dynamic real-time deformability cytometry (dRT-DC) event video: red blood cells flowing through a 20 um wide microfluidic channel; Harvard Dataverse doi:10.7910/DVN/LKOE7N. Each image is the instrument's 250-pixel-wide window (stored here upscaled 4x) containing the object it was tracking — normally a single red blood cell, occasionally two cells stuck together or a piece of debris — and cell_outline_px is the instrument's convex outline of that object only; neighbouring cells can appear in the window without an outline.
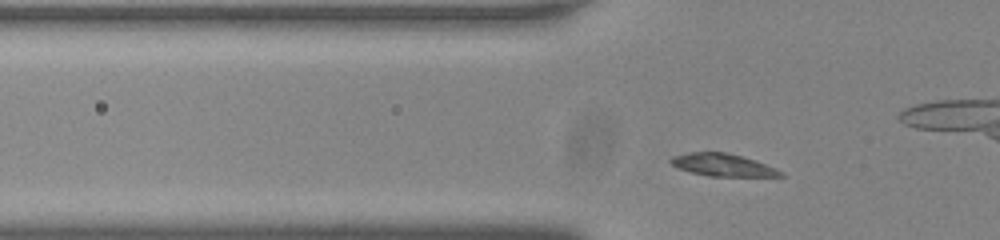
{"species": "common noctule bat (a hibernating species)", "species_latin": "Nyctalus noctula", "temperature_condition": "room temperature", "stored_images_in_passage": 43, "camera_frame_rate_fps": 3000, "um_per_image_px": 0.085, "animal": {"sex": "male", "body_mass_g": 20.0, "forearm_length_mm": 53.3}, "frame": {"image": 1, "passage_image": 5, "time_ms": 1.333, "image_size_px": [1000, 240], "cell_outline_px": [[784, 176], [708, 176], [688, 172], [672, 164], [668, 160], [672, 156], [688, 152], [728, 152], [756, 160], [776, 168], [784, 172]], "centroid_in_image_um": [61.43, 14.01], "position_along_channel_um": 64.4, "area_um2": 14.51}}
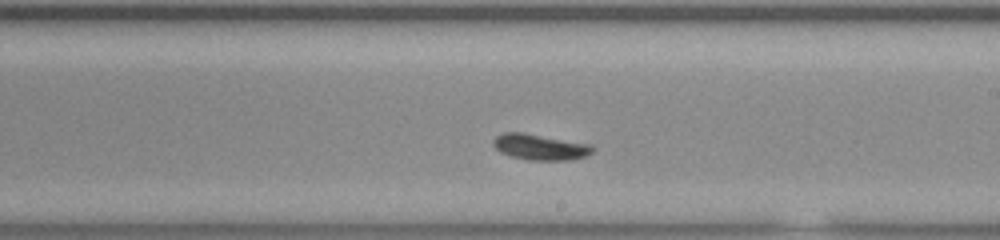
{"frame": {"image": 2, "passage_image": 20, "time_ms": 6.333, "image_size_px": [1000, 240], "cell_outline_px": [[596, 148], [592, 152], [584, 156], [568, 160], [528, 160], [512, 156], [500, 152], [492, 144], [492, 140], [496, 136], [504, 132], [524, 132], [592, 144]], "centroid_in_image_um": [45.91, 12.48], "position_along_channel_um": 243.1, "area_um2": 15.09}}
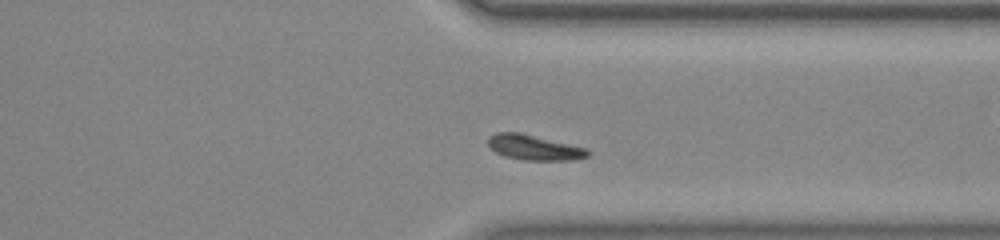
{"frame": {"image": 3, "passage_image": 30, "time_ms": 9.667, "image_size_px": [1000, 240], "cell_outline_px": [[588, 156], [572, 160], [524, 160], [504, 156], [488, 148], [488, 136], [496, 132], [520, 132], [584, 148], [588, 152]], "centroid_in_image_um": [45.3, 12.53], "position_along_channel_um": 366.1, "area_um2": 14.45}}